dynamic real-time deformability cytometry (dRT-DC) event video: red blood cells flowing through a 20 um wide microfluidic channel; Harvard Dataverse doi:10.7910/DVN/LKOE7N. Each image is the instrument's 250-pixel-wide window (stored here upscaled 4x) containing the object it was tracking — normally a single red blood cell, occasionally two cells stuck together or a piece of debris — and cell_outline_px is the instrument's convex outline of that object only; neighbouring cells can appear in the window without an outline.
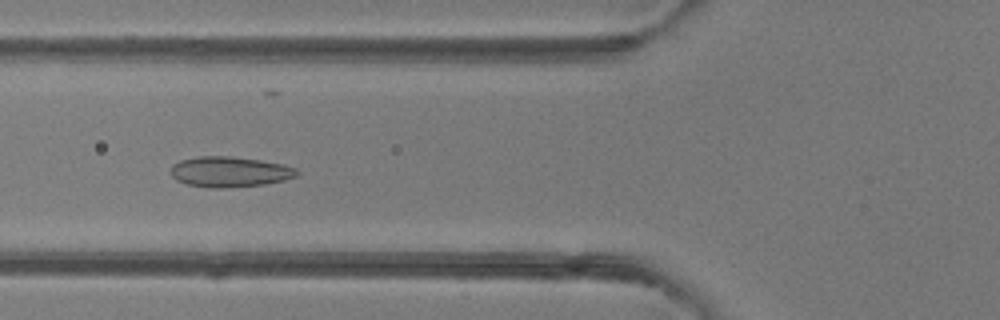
{"species": "common noctule bat (a hibernating species)", "species_latin": "Nyctalus noctula", "temperature_condition": "room temperature", "stored_images_in_passage": 5, "camera_frame_rate_fps": 3000, "um_per_image_px": 0.085, "animal": {"sex": "female"}, "frame": {"image": 1, "passage_image": 5, "time_ms": 5.333, "image_size_px": [1000, 320], "cell_outline_px": [[300, 172], [296, 176], [284, 180], [264, 184], [220, 188], [208, 188], [188, 184], [176, 180], [172, 176], [172, 164], [180, 160], [200, 156], [232, 156], [260, 160], [284, 164], [296, 168]], "centroid_in_image_um": [19.53, 14.6], "position_along_channel_um": 106.3, "area_um2": 22.37}}